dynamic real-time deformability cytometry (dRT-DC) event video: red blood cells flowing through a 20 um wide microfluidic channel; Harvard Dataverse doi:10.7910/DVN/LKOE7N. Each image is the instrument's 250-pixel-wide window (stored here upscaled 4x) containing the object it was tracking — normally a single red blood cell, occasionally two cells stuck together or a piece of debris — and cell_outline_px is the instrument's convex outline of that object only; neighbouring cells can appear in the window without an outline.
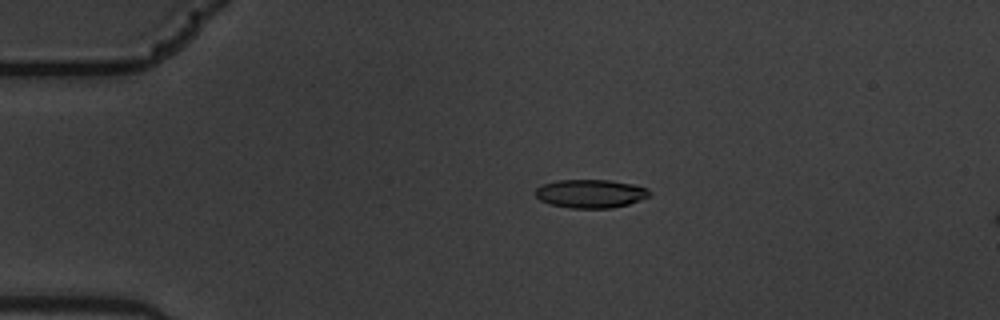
{"species": "common noctule bat (a hibernating species)", "species_latin": "Nyctalus noctula", "temperature_condition": "warm", "stored_images_in_passage": 58, "camera_frame_rate_fps": 3000, "um_per_image_px": 0.085, "animal": {"sex": "male", "body_mass_g": 19.5, "forearm_length_mm": 54.6}, "frame": {"image": 1, "passage_image": 13, "time_ms": 4.0, "image_size_px": [1000, 320], "cell_outline_px": [[652, 192], [648, 196], [628, 204], [612, 208], [572, 208], [548, 204], [540, 200], [536, 196], [536, 188], [540, 184], [556, 180], [608, 180], [632, 184], [648, 188]], "centroid_in_image_um": [50.16, 16.45], "position_along_channel_um": 34.8, "area_um2": 18.96}}
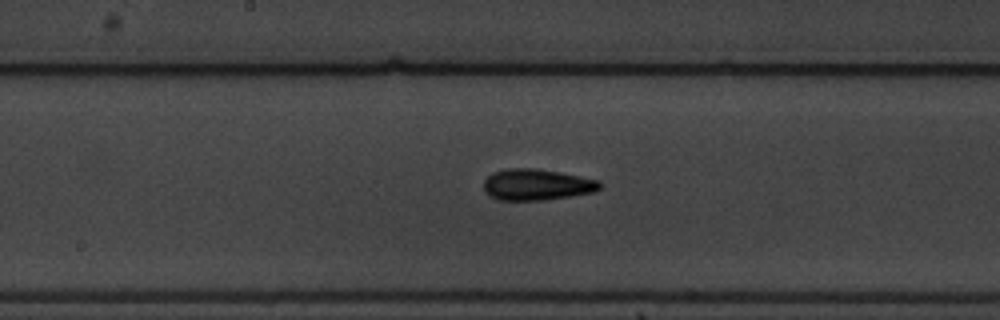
{"frame": {"image": 2, "passage_image": 31, "time_ms": 10.0, "image_size_px": [1000, 320], "cell_outline_px": [[600, 188], [596, 192], [544, 200], [496, 200], [484, 192], [484, 180], [492, 172], [508, 168], [536, 168], [580, 176], [600, 180]], "centroid_in_image_um": [45.6, 15.69], "position_along_channel_um": 202.6, "area_um2": 21.27}}
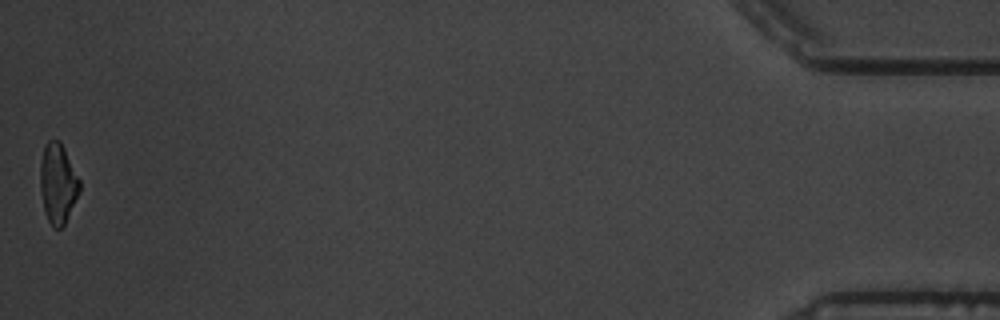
{"frame": {"image": 3, "passage_image": 58, "time_ms": 19.0, "image_size_px": [1000, 320], "cell_outline_px": [[80, 192], [64, 224], [60, 228], [52, 228], [48, 220], [44, 208], [40, 192], [40, 160], [44, 144], [48, 140], [60, 140], [80, 180]], "centroid_in_image_um": [4.9, 15.57], "position_along_channel_um": 430.3, "area_um2": 18.44}, "authors_computed_cell_mechanics": {"area_um2": 19.4208, "velocity_mm_per_s": 3.5424, "shape_relaxation_time_tau1_ms": 3.4206, "shape_relaxation_time_tau2_ms": 2.4905, "deformation_change_tau1": 0.1424, "deformation_change_tau2": 0.1134}}